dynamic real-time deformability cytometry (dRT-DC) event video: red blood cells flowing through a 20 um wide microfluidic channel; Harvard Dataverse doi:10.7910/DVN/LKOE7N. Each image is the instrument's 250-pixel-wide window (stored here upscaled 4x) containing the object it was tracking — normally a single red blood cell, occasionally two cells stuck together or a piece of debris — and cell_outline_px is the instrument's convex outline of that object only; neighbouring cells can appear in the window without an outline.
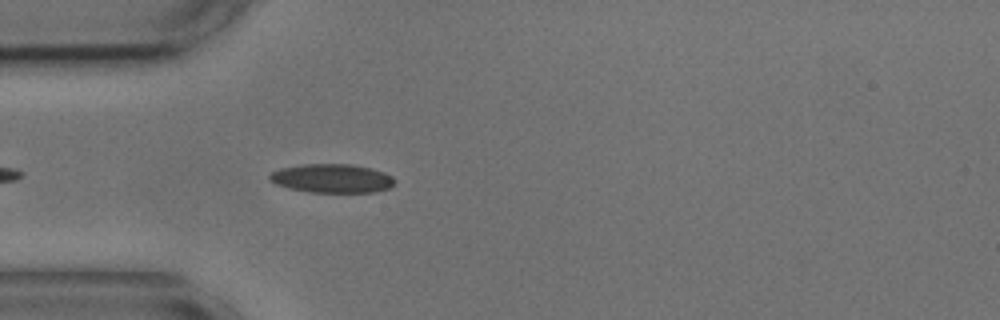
{"species": "common noctule bat (a hibernating species)", "species_latin": "Nyctalus noctula", "temperature_condition": "cold", "stored_images_in_passage": 41, "camera_frame_rate_fps": 3000, "um_per_image_px": 0.085, "animal": {"sex": "male", "body_mass_g": 17.9, "forearm_length_mm": 54.2}, "frame": {"image": 1, "passage_image": 1, "time_ms": 0.0, "image_size_px": [1000, 320], "cell_outline_px": [[396, 184], [388, 188], [376, 192], [308, 192], [288, 188], [276, 184], [268, 180], [268, 176], [272, 172], [280, 168], [304, 164], [352, 164], [372, 168], [384, 172], [392, 176], [396, 180]], "centroid_in_image_um": [28.23, 15.16], "position_along_channel_um": 56.8, "area_um2": 21.21}}
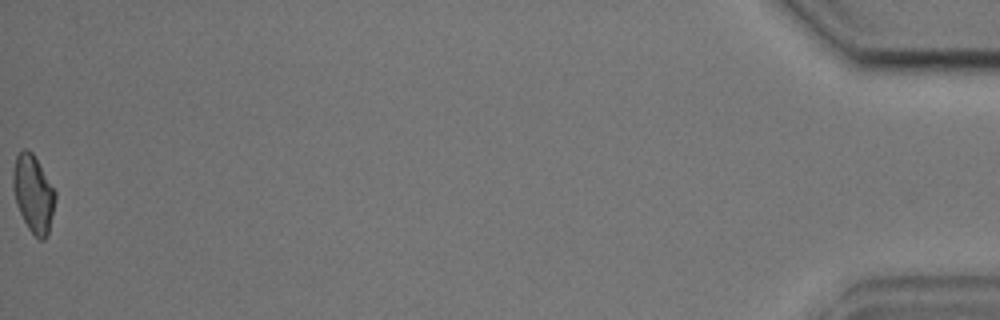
{"frame": {"image": 2, "passage_image": 41, "time_ms": 13.333, "image_size_px": [1000, 320], "cell_outline_px": [[56, 196], [48, 236], [44, 240], [40, 240], [28, 228], [16, 204], [12, 188], [12, 172], [16, 156], [24, 148], [32, 152], [56, 192]], "centroid_in_image_um": [2.82, 16.47], "position_along_channel_um": 432.4, "area_um2": 18.96}, "authors_computed_cell_mechanics": {"area_um2": 19.4786, "velocity_mm_per_s": 3.6054, "shape_relaxation_time_tau1_ms": null, "shape_relaxation_time_tau2_ms": 3.0777, "deformation_change_tau1": null, "deformation_change_tau2": 0.0952}}